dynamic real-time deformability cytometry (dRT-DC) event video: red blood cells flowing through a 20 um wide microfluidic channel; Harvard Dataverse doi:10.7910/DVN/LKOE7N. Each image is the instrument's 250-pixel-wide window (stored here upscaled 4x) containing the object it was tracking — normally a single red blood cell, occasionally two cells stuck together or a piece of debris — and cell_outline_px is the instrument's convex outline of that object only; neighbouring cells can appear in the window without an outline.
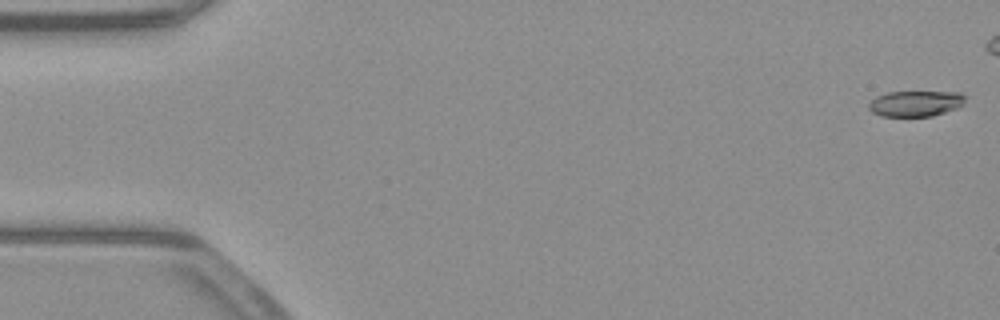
{"species": "common noctule bat (a hibernating species)", "species_latin": "Nyctalus noctula", "temperature_condition": "warm", "stored_images_in_passage": 43, "camera_frame_rate_fps": 3000, "um_per_image_px": 0.085, "animal": {"sex": "male", "body_mass_g": 23.1, "forearm_length_mm": 52.7}, "frame": {"image": 1, "passage_image": 1, "time_ms": 0.0, "image_size_px": [1000, 320], "cell_outline_px": [[964, 104], [960, 108], [932, 116], [880, 116], [872, 112], [868, 108], [868, 104], [876, 96], [888, 92], [960, 92], [964, 96]], "centroid_in_image_um": [77.83, 8.8], "position_along_channel_um": 7.2, "area_um2": 14.57}}
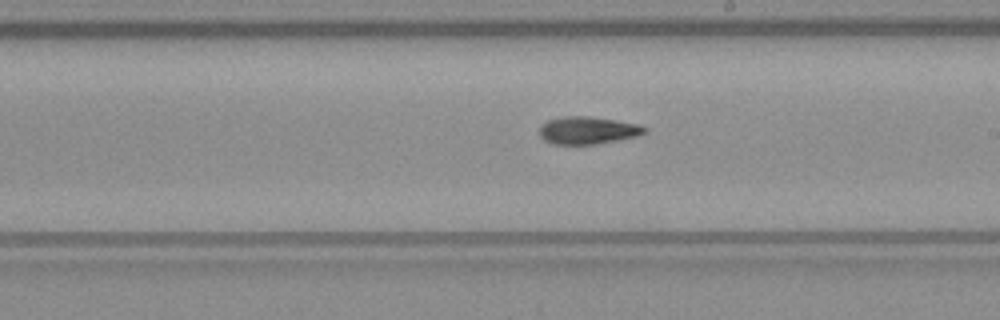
{"frame": {"image": 2, "passage_image": 30, "time_ms": 9.667, "image_size_px": [1000, 320], "cell_outline_px": [[648, 132], [636, 136], [616, 140], [592, 144], [552, 144], [544, 140], [540, 136], [540, 128], [548, 120], [564, 116], [588, 116], [640, 124], [648, 128]], "centroid_in_image_um": [49.98, 11.07], "position_along_channel_um": 239.0, "area_um2": 16.7}}
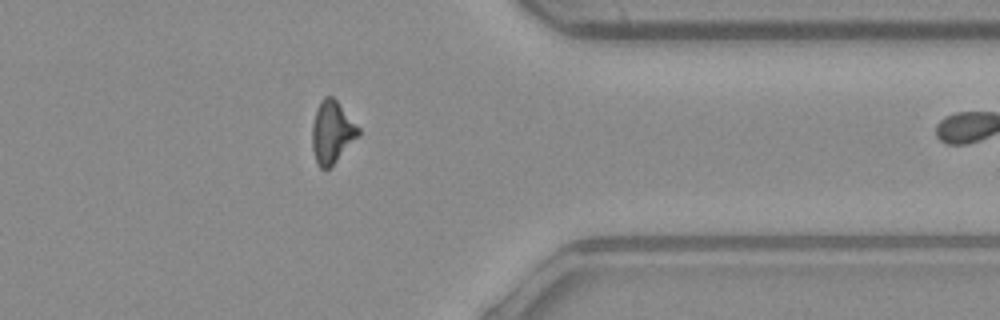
{"frame": {"image": 3, "passage_image": 42, "time_ms": 13.667, "image_size_px": [1000, 320], "cell_outline_px": [[360, 136], [328, 168], [320, 168], [316, 164], [312, 148], [312, 124], [316, 108], [320, 100], [324, 96], [332, 96], [336, 100], [360, 128]], "centroid_in_image_um": [28.21, 11.21], "position_along_channel_um": 383.2, "area_um2": 16.82}}